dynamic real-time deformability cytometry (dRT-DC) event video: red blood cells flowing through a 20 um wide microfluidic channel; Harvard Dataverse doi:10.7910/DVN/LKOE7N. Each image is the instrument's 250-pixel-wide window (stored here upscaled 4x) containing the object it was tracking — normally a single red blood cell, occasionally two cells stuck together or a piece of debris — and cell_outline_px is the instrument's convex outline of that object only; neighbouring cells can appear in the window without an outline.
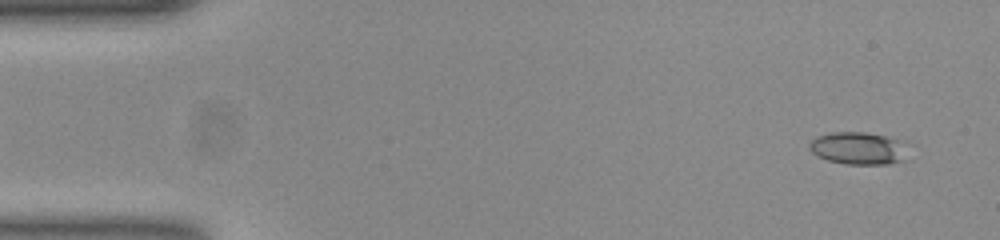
{"species": "common noctule bat (a hibernating species)", "species_latin": "Nyctalus noctula", "temperature_condition": "room temperature", "stored_images_in_passage": 51, "camera_frame_rate_fps": 3000, "um_per_image_px": 0.085, "animal": {"sex": "female", "body_mass_g": 23.0, "forearm_length_mm": 53.4}, "frame": {"image": 1, "passage_image": 2, "time_ms": 0.333, "image_size_px": [1000, 240], "cell_outline_px": [[916, 144], [904, 160], [888, 164], [844, 164], [828, 160], [812, 152], [808, 148], [808, 144], [816, 136], [832, 132], [864, 132], [908, 140]], "centroid_in_image_um": [73.15, 12.59], "position_along_channel_um": 11.9, "area_um2": 19.59}}
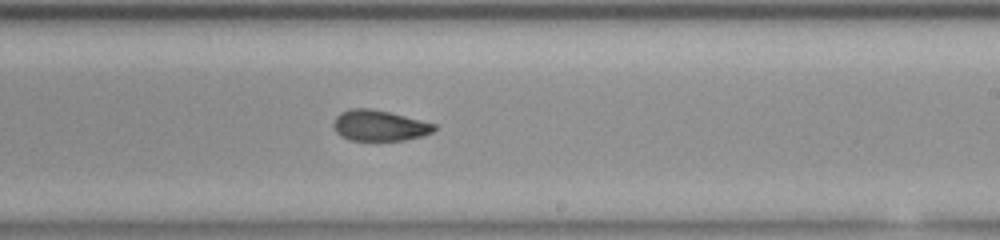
{"frame": {"image": 2, "passage_image": 30, "time_ms": 9.667, "image_size_px": [1000, 240], "cell_outline_px": [[436, 128], [432, 132], [424, 136], [404, 140], [348, 140], [340, 136], [336, 132], [332, 124], [336, 116], [340, 112], [348, 108], [368, 108], [388, 112], [436, 124]], "centroid_in_image_um": [32.21, 10.67], "position_along_channel_um": 256.8, "area_um2": 18.09}}
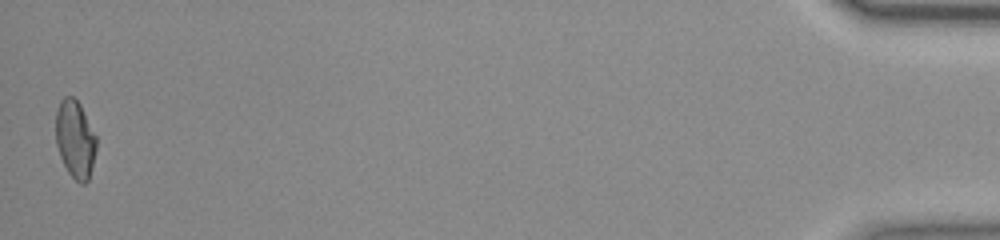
{"frame": {"image": 3, "passage_image": 51, "time_ms": 16.667, "image_size_px": [1000, 240], "cell_outline_px": [[96, 148], [88, 180], [84, 184], [80, 184], [68, 172], [60, 156], [56, 144], [56, 112], [60, 100], [64, 96], [72, 96], [80, 104], [96, 136]], "centroid_in_image_um": [6.37, 11.82], "position_along_channel_um": 428.8, "area_um2": 18.21}, "authors_computed_cell_mechanics": {"area_um2": 18.496, "velocity_mm_per_s": 3.8742, "shape_relaxation_time_tau1_ms": null, "shape_relaxation_time_tau2_ms": 2.0403, "deformation_change_tau1": null, "deformation_change_tau2": 0.0788}}